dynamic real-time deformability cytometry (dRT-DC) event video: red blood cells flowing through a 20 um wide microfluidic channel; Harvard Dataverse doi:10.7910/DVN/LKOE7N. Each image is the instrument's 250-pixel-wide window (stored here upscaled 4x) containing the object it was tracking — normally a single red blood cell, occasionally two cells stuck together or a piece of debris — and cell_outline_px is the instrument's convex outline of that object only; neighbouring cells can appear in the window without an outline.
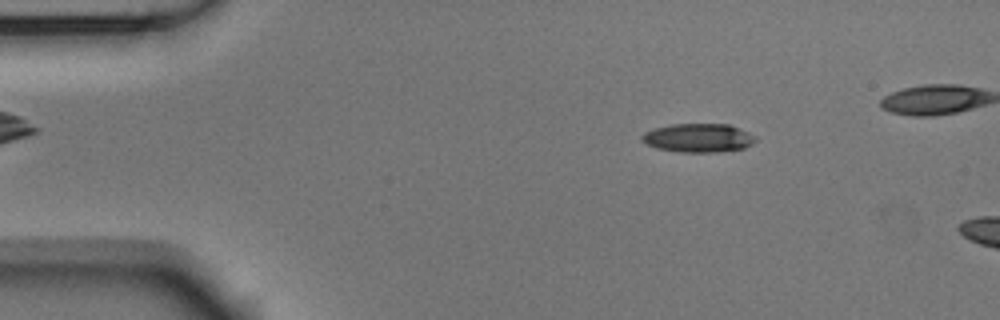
{"species": "Egyptian fruit bat (a non-hibernating species)", "species_latin": "Rousettus aegyptiacus", "temperature_condition": "room temperature", "stored_images_in_passage": 13, "camera_frame_rate_fps": 3000, "um_per_image_px": 0.085, "animal": {"sex": "male"}, "frame": {"image": 1, "passage_image": 8, "time_ms": 2.333, "image_size_px": [1000, 320], "cell_outline_px": [[756, 140], [752, 144], [744, 148], [720, 152], [680, 152], [656, 148], [640, 140], [640, 136], [644, 132], [656, 128], [672, 124], [728, 124], [748, 132], [756, 136]], "centroid_in_image_um": [59.36, 11.72], "position_along_channel_um": 25.6, "area_um2": 19.02}}